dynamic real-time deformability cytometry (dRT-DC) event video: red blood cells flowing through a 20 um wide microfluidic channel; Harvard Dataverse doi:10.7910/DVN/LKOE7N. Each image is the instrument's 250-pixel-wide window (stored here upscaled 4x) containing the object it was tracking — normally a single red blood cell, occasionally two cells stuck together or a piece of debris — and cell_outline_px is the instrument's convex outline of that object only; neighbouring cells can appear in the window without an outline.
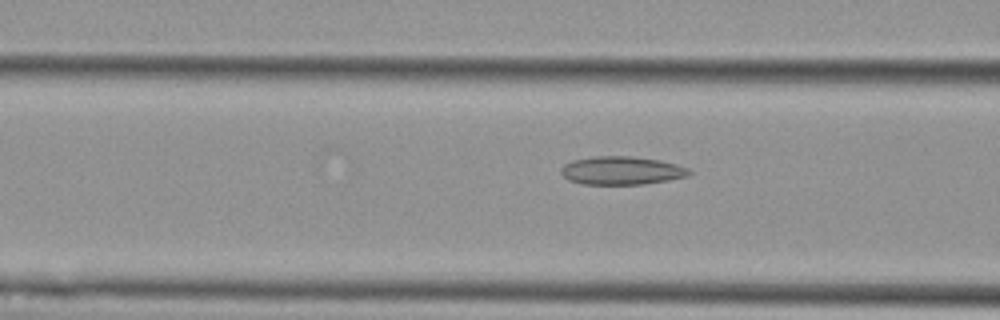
{"species": "Egyptian fruit bat (a non-hibernating species)", "species_latin": "Rousettus aegyptiacus", "temperature_condition": "cold", "stored_images_in_passage": 39, "camera_frame_rate_fps": 3000, "um_per_image_px": 0.085, "animal": {"sex": "female"}, "frame": {"image": 1, "passage_image": 16, "time_ms": 5.0, "image_size_px": [1000, 320], "cell_outline_px": [[692, 172], [688, 176], [668, 180], [644, 184], [580, 184], [568, 180], [560, 172], [560, 168], [564, 164], [572, 160], [596, 156], [632, 156], [660, 160], [676, 164], [688, 168]], "centroid_in_image_um": [52.82, 14.49], "position_along_channel_um": 113.8, "area_um2": 21.21}}
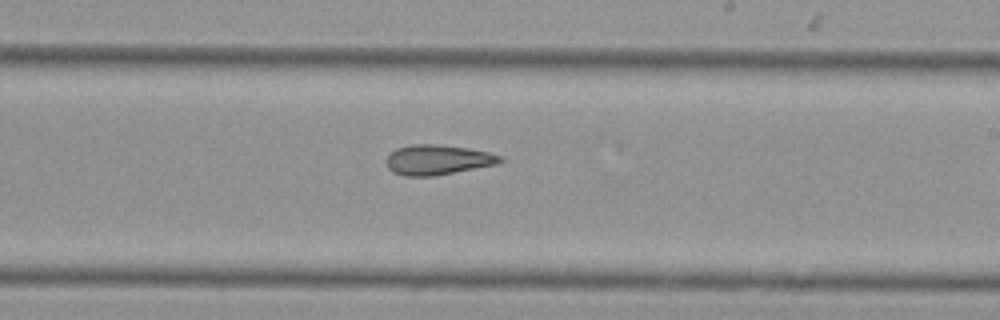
{"frame": {"image": 2, "passage_image": 27, "time_ms": 8.667, "image_size_px": [1000, 320], "cell_outline_px": [[504, 160], [496, 164], [432, 176], [404, 176], [392, 172], [388, 168], [384, 160], [396, 148], [412, 144], [436, 144], [468, 148], [488, 152], [500, 156]], "centroid_in_image_um": [37.14, 13.58], "position_along_channel_um": 251.9, "area_um2": 19.77}}
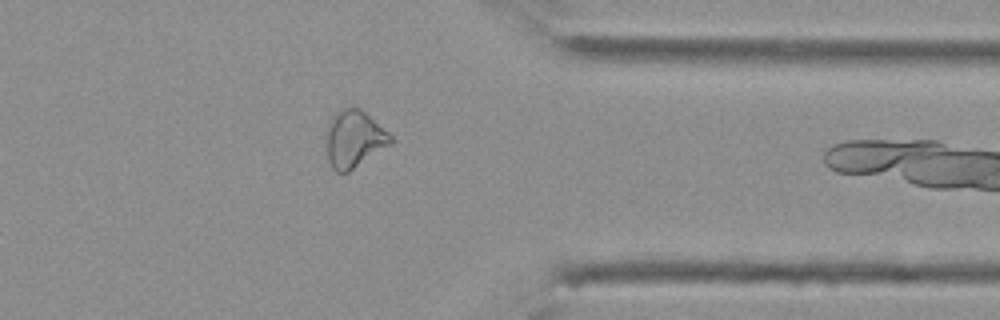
{"frame": {"image": 3, "passage_image": 38, "time_ms": 12.333, "image_size_px": [1000, 320], "cell_outline_px": [[392, 144], [348, 172], [336, 172], [332, 168], [328, 160], [328, 120], [340, 108], [360, 108], [388, 132], [392, 136]], "centroid_in_image_um": [30.11, 11.81], "position_along_channel_um": 381.3, "area_um2": 21.15}}